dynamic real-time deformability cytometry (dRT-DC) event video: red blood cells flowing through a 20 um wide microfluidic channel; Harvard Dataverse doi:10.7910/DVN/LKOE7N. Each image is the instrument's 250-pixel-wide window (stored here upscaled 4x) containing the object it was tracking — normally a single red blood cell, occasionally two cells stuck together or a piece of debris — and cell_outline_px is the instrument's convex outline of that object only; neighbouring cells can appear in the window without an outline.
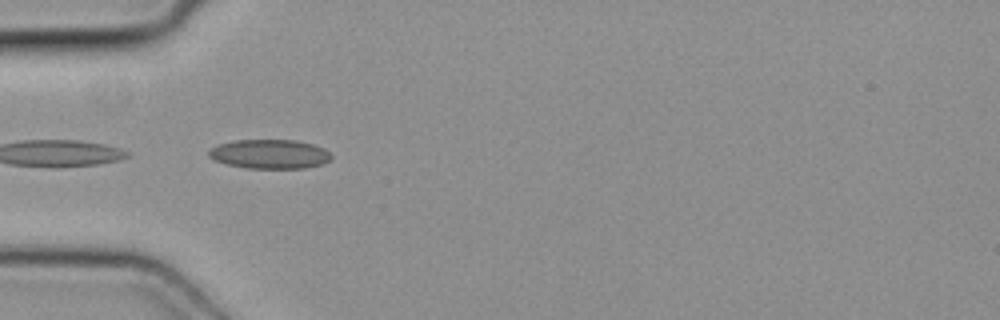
{"species": "common noctule bat (a hibernating species)", "species_latin": "Nyctalus noctula", "temperature_condition": "cold", "stored_images_in_passage": 2, "camera_frame_rate_fps": 3000, "um_per_image_px": 0.085, "animal": {"sex": "female", "body_mass_g": 19.3, "forearm_length_mm": 54.1}, "frame": {"image": 1, "passage_image": 2, "time_ms": 0.333, "image_size_px": [1000, 320], "cell_outline_px": [[332, 156], [328, 160], [320, 164], [304, 168], [244, 168], [212, 160], [208, 156], [208, 152], [216, 144], [232, 140], [296, 140], [312, 144], [324, 148]], "centroid_in_image_um": [22.86, 13.09], "position_along_channel_um": 62.1, "area_um2": 20.87}}